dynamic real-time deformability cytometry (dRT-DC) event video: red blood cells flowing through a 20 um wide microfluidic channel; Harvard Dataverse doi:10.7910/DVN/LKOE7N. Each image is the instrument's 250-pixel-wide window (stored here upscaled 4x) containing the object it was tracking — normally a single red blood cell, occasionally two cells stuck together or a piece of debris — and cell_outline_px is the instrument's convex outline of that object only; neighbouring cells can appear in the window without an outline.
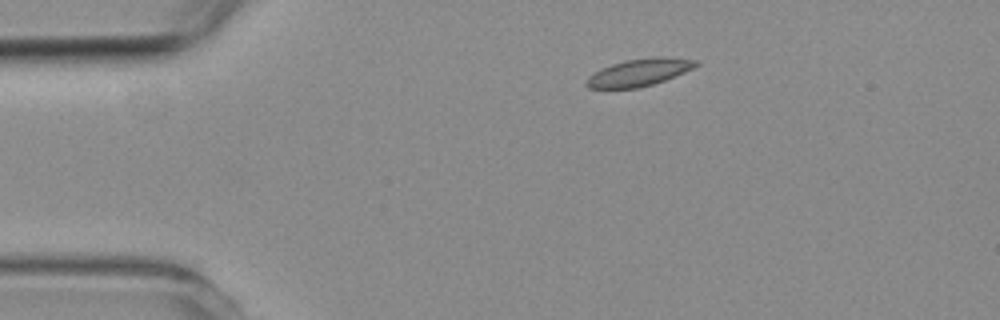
{"species": "common noctule bat (a hibernating species)", "species_latin": "Nyctalus noctula", "temperature_condition": "room temperature", "stored_images_in_passage": 3, "camera_frame_rate_fps": 3000, "um_per_image_px": 0.085, "animal": {"sex": "female", "body_mass_g": 19.3, "forearm_length_mm": 54.1}, "frame": {"image": 1, "passage_image": 1, "time_ms": 0.0, "image_size_px": [1000, 320], "cell_outline_px": [[700, 64], [684, 72], [664, 80], [652, 84], [636, 88], [588, 88], [584, 84], [588, 76], [600, 68], [612, 64], [628, 60], [660, 56], [696, 60]], "centroid_in_image_um": [54.29, 6.16], "position_along_channel_um": 30.7, "area_um2": 17.17}}
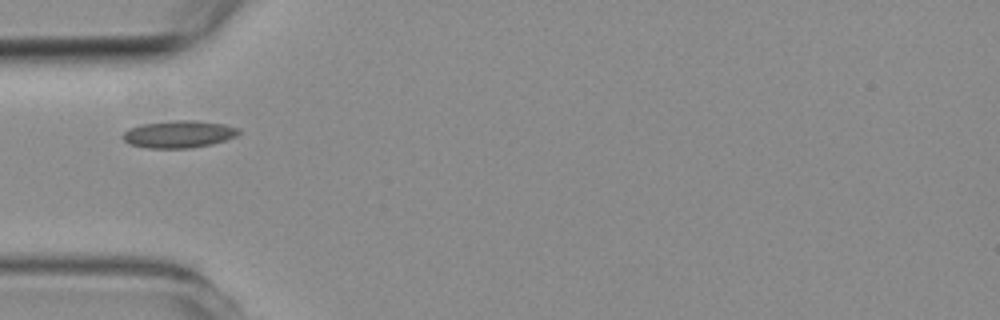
{"frame": {"image": 2, "passage_image": 3, "time_ms": 2.333, "image_size_px": [1000, 320], "cell_outline_px": [[240, 132], [236, 136], [212, 144], [192, 148], [148, 148], [128, 144], [120, 136], [128, 128], [144, 124], [176, 120], [196, 120], [224, 124], [240, 128]], "centroid_in_image_um": [15.19, 11.41], "position_along_channel_um": 69.8, "area_um2": 18.5}}